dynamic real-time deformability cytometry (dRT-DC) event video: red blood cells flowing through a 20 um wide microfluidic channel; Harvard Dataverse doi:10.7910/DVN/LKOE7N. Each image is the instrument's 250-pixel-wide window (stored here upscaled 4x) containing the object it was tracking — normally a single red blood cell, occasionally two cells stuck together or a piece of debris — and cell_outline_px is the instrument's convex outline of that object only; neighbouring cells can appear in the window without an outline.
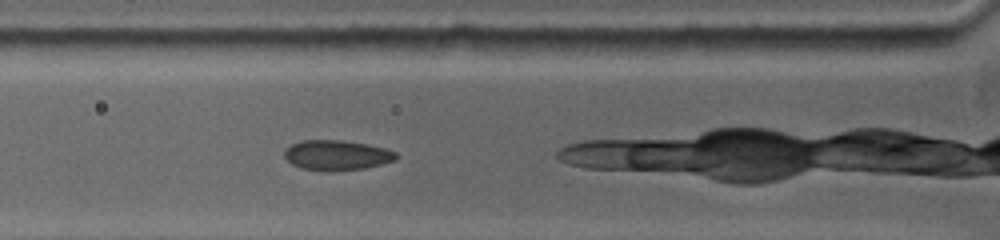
{"species": "common noctule bat (a hibernating species)", "species_latin": "Nyctalus noctula", "temperature_condition": "warm", "stored_images_in_passage": 2, "camera_frame_rate_fps": 5000, "um_per_image_px": 0.085, "animal": {"sex": "female", "body_mass_g": 19.0, "forearm_length_mm": 53.3}, "frame": {"image": 1, "passage_image": 2, "time_ms": 0.8, "image_size_px": [1000, 240], "cell_outline_px": [[400, 156], [396, 160], [364, 168], [332, 172], [300, 168], [292, 164], [284, 156], [284, 152], [292, 144], [300, 140], [340, 140], [364, 144], [384, 148], [396, 152]], "centroid_in_image_um": [28.63, 13.2], "position_along_channel_um": 97.2, "area_um2": 19.54}}